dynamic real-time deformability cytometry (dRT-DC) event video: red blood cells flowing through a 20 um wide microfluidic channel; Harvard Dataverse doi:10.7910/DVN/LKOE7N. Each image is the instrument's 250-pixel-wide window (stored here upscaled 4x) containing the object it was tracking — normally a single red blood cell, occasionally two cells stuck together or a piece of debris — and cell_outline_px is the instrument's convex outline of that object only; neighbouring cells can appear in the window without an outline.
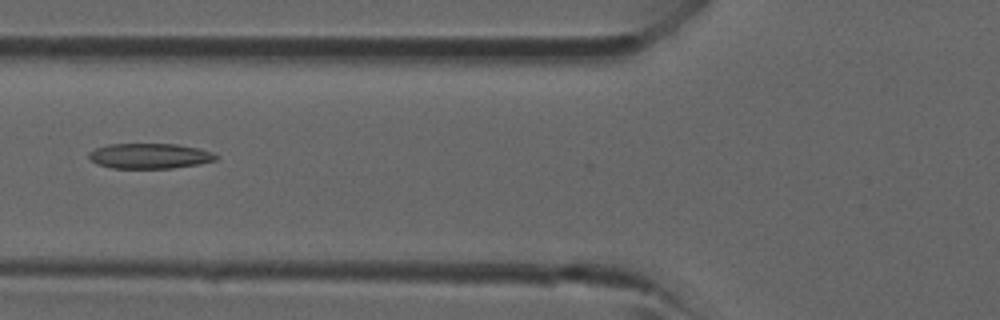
{"species": "common noctule bat (a hibernating species)", "species_latin": "Nyctalus noctula", "temperature_condition": "room temperature", "stored_images_in_passage": 4, "camera_frame_rate_fps": 3000, "um_per_image_px": 0.085, "animal": {"sex": "male", "forearm_length_mm": 52.5}, "frame": {"image": 1, "passage_image": 4, "time_ms": 4.333, "image_size_px": [1000, 320], "cell_outline_px": [[216, 160], [200, 164], [172, 168], [112, 168], [96, 164], [88, 156], [88, 152], [96, 148], [108, 144], [176, 144], [196, 148], [212, 152], [216, 156]], "centroid_in_image_um": [12.69, 13.26], "position_along_channel_um": 113.1, "area_um2": 18.61}}